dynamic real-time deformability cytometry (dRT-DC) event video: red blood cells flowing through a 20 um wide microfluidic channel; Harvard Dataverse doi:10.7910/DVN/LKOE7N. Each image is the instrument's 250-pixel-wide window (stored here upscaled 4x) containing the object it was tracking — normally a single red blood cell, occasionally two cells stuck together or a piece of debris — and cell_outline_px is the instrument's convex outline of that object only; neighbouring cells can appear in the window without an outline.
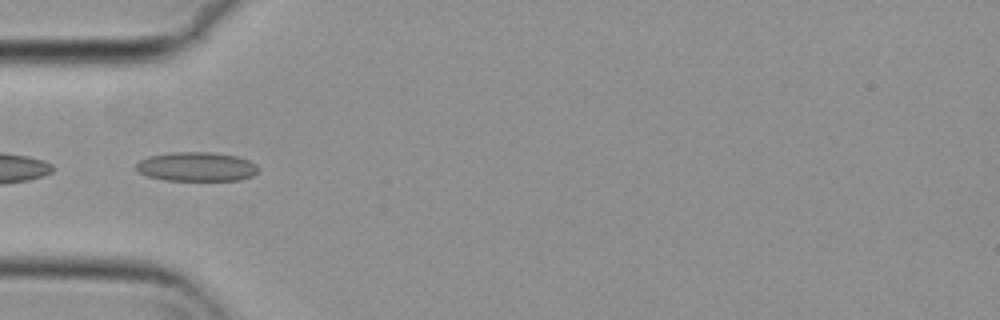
{"species": "common noctule bat (a hibernating species)", "species_latin": "Nyctalus noctula", "temperature_condition": "cold", "stored_images_in_passage": 9, "camera_frame_rate_fps": 3000, "um_per_image_px": 0.085, "animal": {"sex": "female", "body_mass_g": 29.2, "forearm_length_mm": 56.3}, "frame": {"image": 1, "passage_image": 6, "time_ms": 1.667, "image_size_px": [1000, 320], "cell_outline_px": [[260, 172], [252, 176], [240, 180], [164, 180], [148, 176], [140, 172], [136, 168], [136, 164], [140, 160], [148, 156], [168, 152], [212, 152], [236, 156], [248, 160], [256, 164], [260, 168]], "centroid_in_image_um": [16.74, 14.16], "position_along_channel_um": 68.3, "area_um2": 20.92}}